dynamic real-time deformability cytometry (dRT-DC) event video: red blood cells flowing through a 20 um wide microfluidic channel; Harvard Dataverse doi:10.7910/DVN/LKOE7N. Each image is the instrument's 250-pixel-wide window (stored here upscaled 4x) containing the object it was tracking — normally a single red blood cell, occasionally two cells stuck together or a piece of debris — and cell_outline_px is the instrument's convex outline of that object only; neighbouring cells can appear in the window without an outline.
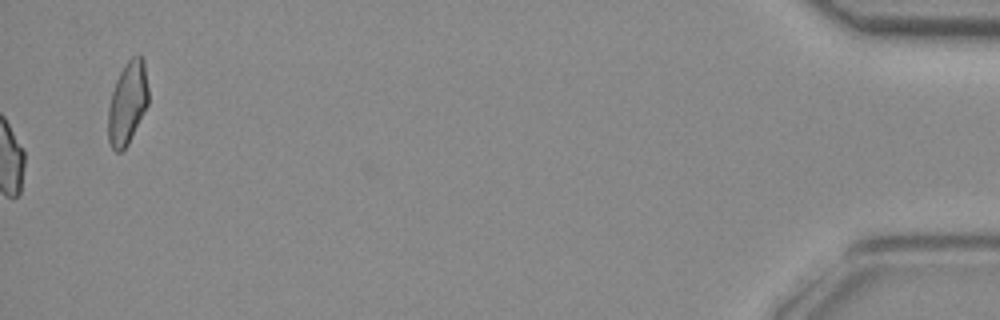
{"species": "common noctule bat (a hibernating species)", "species_latin": "Nyctalus noctula", "temperature_condition": "room temperature", "stored_images_in_passage": 35, "camera_frame_rate_fps": 3000, "um_per_image_px": 0.085, "animal": {"sex": "female", "body_mass_g": 29.2, "forearm_length_mm": 56.3}, "frame": {"image": 1, "passage_image": 35, "time_ms": 11.333, "image_size_px": [1000, 320], "cell_outline_px": [[148, 104], [128, 144], [120, 152], [116, 152], [112, 148], [108, 140], [108, 108], [112, 92], [116, 80], [124, 64], [132, 56], [140, 56], [144, 60], [148, 88]], "centroid_in_image_um": [10.83, 8.75], "position_along_channel_um": 424.4, "area_um2": 19.31}}